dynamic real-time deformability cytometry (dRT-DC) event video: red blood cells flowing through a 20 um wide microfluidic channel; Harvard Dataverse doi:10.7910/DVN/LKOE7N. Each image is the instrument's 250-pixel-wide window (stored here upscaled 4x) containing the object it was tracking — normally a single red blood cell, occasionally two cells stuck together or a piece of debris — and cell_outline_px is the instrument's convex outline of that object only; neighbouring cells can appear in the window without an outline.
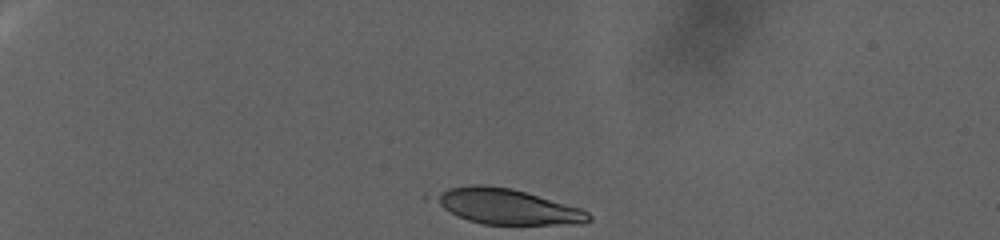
{"species": "human", "species_latin": "Homo sapiens", "temperature_condition": "warm", "stored_images_in_passage": 76, "camera_frame_rate_fps": 3000, "um_per_image_px": 0.085, "donor": {"sex": "female"}, "frame": {"image": 1, "passage_image": 1, "time_ms": 0.0, "image_size_px": [1000, 240], "cell_outline_px": [[592, 220], [584, 224], [484, 224], [468, 220], [424, 200], [420, 196], [448, 188], [472, 184], [484, 184], [512, 188], [580, 208], [588, 212], [592, 216]], "centroid_in_image_um": [42.93, 17.53], "position_along_channel_um": 42.1, "area_um2": 32.54}}
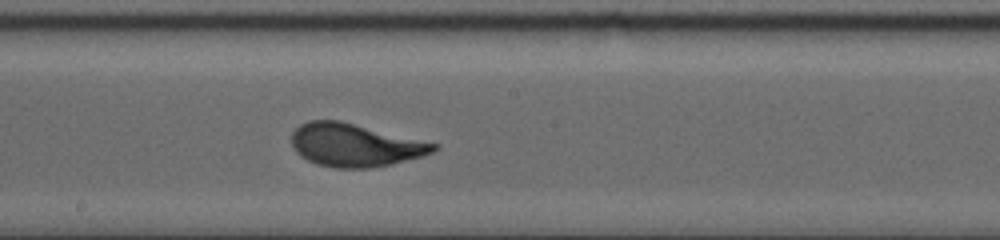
{"frame": {"image": 2, "passage_image": 42, "time_ms": 13.667, "image_size_px": [1000, 240], "cell_outline_px": [[440, 148], [432, 152], [420, 156], [392, 164], [368, 168], [336, 168], [316, 164], [300, 156], [296, 152], [292, 144], [292, 132], [300, 124], [308, 120], [340, 120], [440, 144]], "centroid_in_image_um": [30.16, 12.32], "position_along_channel_um": 218.0, "area_um2": 35.66}}
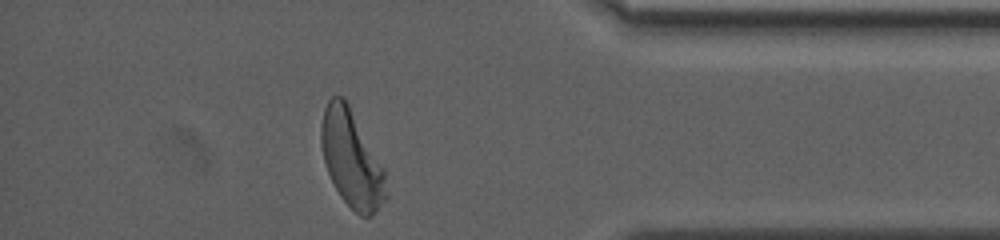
{"frame": {"image": 3, "passage_image": 74, "time_ms": 24.333, "image_size_px": [1000, 240], "cell_outline_px": [[388, 196], [372, 216], [360, 216], [340, 196], [328, 172], [324, 160], [320, 144], [320, 124], [324, 108], [328, 100], [332, 96], [344, 96], [384, 168]], "centroid_in_image_um": [29.88, 13.49], "position_along_channel_um": 405.3, "area_um2": 36.53}}